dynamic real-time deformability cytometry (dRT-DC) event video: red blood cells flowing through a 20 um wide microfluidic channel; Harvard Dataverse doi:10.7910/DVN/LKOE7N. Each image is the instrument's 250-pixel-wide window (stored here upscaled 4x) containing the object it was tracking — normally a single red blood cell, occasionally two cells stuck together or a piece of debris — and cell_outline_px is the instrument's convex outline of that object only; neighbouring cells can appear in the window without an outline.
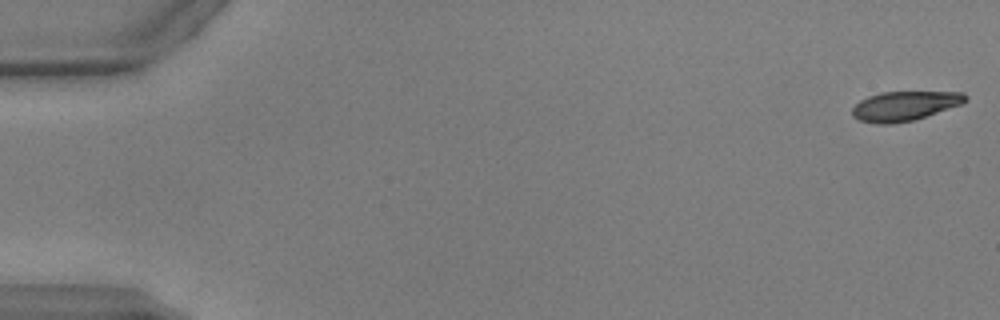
{"species": "common noctule bat (a hibernating species)", "species_latin": "Nyctalus noctula", "temperature_condition": "warm", "stored_images_in_passage": 52, "camera_frame_rate_fps": 3000, "um_per_image_px": 0.085, "animal": {"sex": "male", "body_mass_g": 17.9, "forearm_length_mm": 54.2}, "frame": {"image": 1, "passage_image": 1, "time_ms": 0.0, "image_size_px": [1000, 320], "cell_outline_px": [[968, 100], [960, 104], [912, 120], [892, 124], [880, 124], [860, 120], [852, 116], [852, 108], [860, 100], [868, 96], [880, 92], [964, 92], [968, 96]], "centroid_in_image_um": [76.87, 8.99], "position_along_channel_um": 8.1, "area_um2": 19.19}}
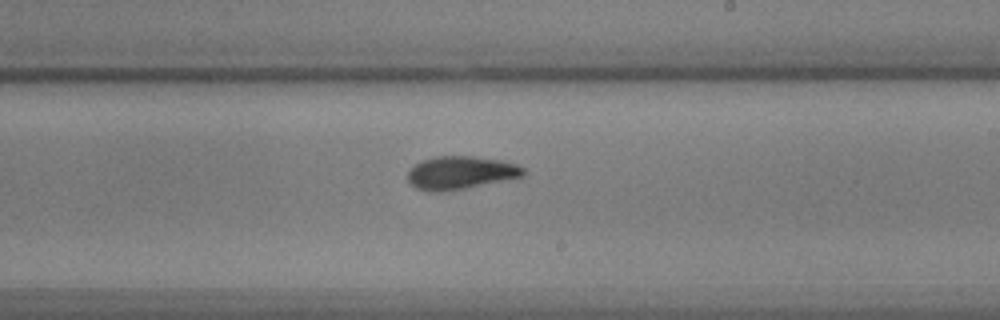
{"frame": {"image": 2, "passage_image": 31, "time_ms": 10.0, "image_size_px": [1000, 320], "cell_outline_px": [[528, 172], [524, 176], [464, 188], [440, 192], [432, 192], [416, 188], [408, 180], [408, 172], [420, 160], [436, 156], [472, 156], [504, 160], [516, 164], [524, 168]], "centroid_in_image_um": [39.18, 14.67], "position_along_channel_um": 249.8, "area_um2": 22.25}}
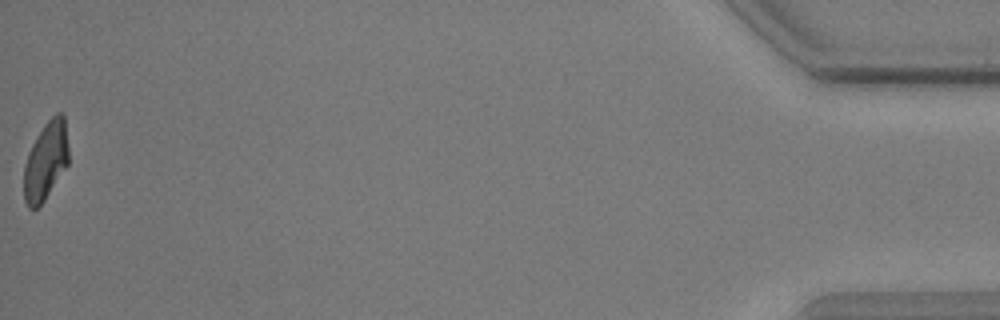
{"frame": {"image": 3, "passage_image": 52, "time_ms": 17.0, "image_size_px": [1000, 320], "cell_outline_px": [[68, 164], [44, 200], [36, 208], [28, 208], [24, 200], [24, 164], [28, 152], [32, 144], [44, 124], [56, 112], [60, 112], [64, 116], [68, 148]], "centroid_in_image_um": [3.88, 13.67], "position_along_channel_um": 431.3, "area_um2": 20.23}, "authors_computed_cell_mechanics": {"area_um2": 21.675, "velocity_mm_per_s": 3.9154, "shape_relaxation_time_tau1_ms": 4.4922, "shape_relaxation_time_tau2_ms": 2.5991, "deformation_change_tau1": 0.1712, "deformation_change_tau2": 0.0947}}